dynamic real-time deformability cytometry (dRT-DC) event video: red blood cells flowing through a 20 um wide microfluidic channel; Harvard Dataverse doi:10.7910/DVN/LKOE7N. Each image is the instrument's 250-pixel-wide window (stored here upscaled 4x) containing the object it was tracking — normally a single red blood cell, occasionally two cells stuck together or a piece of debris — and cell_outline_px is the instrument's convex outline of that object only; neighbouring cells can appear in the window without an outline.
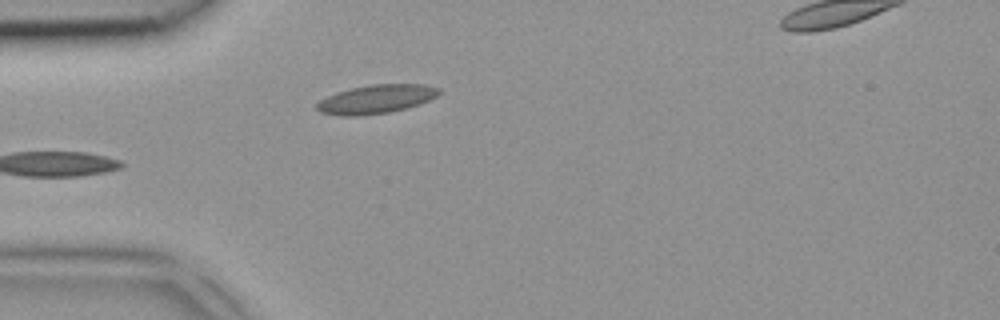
{"species": "common noctule bat (a hibernating species)", "species_latin": "Nyctalus noctula", "temperature_condition": "room temperature", "stored_images_in_passage": 4, "segment_of_instrument_passage": [1, 2], "camera_frame_rate_fps": 3000, "um_per_image_px": 0.085, "animal": {"sex": "female", "body_mass_g": 18.4}, "frame": {"image": 1, "passage_image": 3, "time_ms": 0.667, "image_size_px": [1000, 320], "cell_outline_px": [[440, 92], [436, 96], [420, 104], [388, 112], [356, 116], [340, 116], [320, 112], [316, 108], [316, 104], [320, 100], [336, 92], [352, 88], [372, 84], [424, 84], [440, 88]], "centroid_in_image_um": [31.96, 8.42], "position_along_channel_um": 53.0, "area_um2": 20.29}}